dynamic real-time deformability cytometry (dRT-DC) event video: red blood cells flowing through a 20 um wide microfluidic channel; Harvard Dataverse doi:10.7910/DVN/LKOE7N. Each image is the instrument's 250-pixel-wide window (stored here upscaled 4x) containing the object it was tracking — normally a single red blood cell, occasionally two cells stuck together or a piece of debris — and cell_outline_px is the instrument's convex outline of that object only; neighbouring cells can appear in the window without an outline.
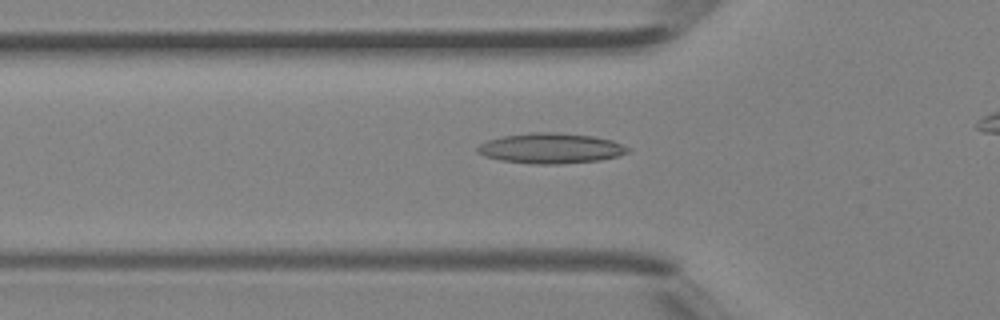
{"species": "Egyptian fruit bat (a non-hibernating species)", "species_latin": "Rousettus aegyptiacus", "temperature_condition": "room temperature", "stored_images_in_passage": 24, "camera_frame_rate_fps": 3000, "um_per_image_px": 0.085, "animal": {"sex": "female"}, "frame": {"image": 1, "passage_image": 3, "time_ms": 0.667, "image_size_px": [1000, 320], "cell_outline_px": [[632, 148], [628, 152], [616, 156], [600, 160], [560, 164], [532, 164], [500, 160], [484, 156], [476, 152], [476, 148], [480, 144], [488, 140], [504, 136], [528, 132], [556, 132], [592, 136], [612, 140]], "centroid_in_image_um": [46.8, 12.6], "position_along_channel_um": 79.0, "area_um2": 26.65}}
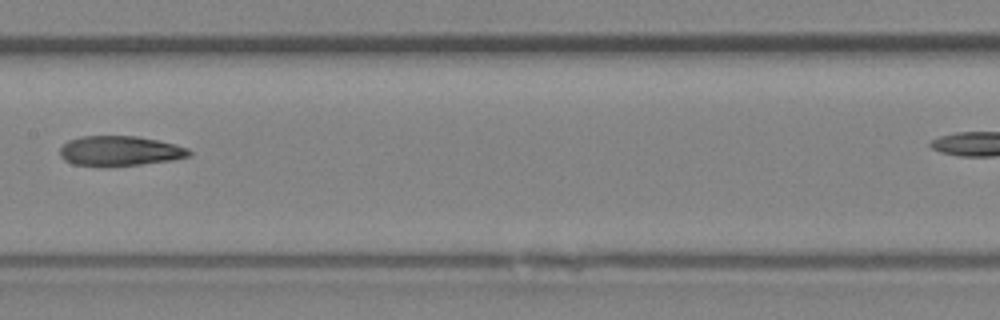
{"frame": {"image": 2, "passage_image": 10, "time_ms": 3.0, "image_size_px": [1000, 320], "cell_outline_px": [[192, 156], [172, 160], [140, 164], [100, 168], [72, 164], [64, 160], [60, 156], [60, 148], [68, 140], [80, 136], [136, 136], [156, 140], [188, 148], [192, 152]], "centroid_in_image_um": [10.14, 12.85], "position_along_channel_um": 197.3, "area_um2": 22.89}}
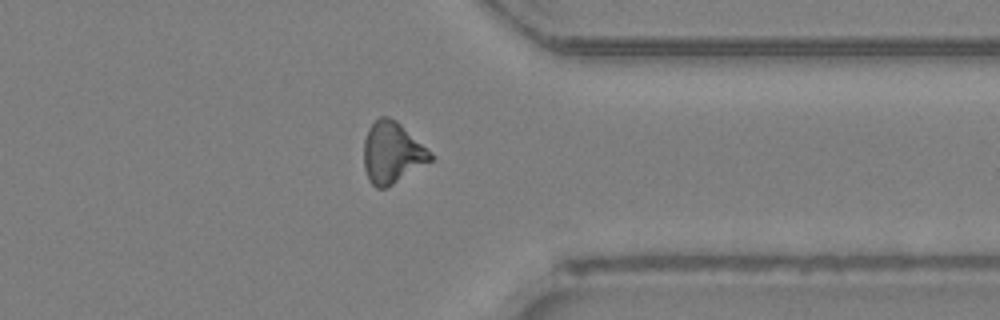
{"frame": {"image": 3, "passage_image": 21, "time_ms": 6.667, "image_size_px": [1000, 320], "cell_outline_px": [[436, 156], [432, 160], [392, 184], [384, 188], [376, 188], [368, 180], [364, 168], [364, 140], [368, 128], [380, 116], [388, 116], [396, 120], [432, 152]], "centroid_in_image_um": [33.33, 12.97], "position_along_channel_um": 378.1, "area_um2": 23.76}}